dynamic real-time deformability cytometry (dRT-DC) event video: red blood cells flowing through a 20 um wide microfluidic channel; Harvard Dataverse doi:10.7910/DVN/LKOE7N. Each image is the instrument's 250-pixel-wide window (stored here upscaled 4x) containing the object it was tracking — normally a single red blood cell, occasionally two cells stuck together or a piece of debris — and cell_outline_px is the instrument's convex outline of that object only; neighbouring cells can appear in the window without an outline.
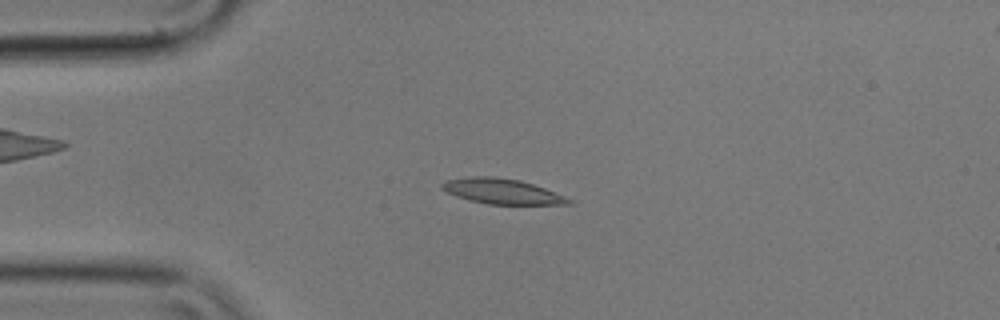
{"species": "common noctule bat (a hibernating species)", "species_latin": "Nyctalus noctula", "temperature_condition": "cold", "stored_images_in_passage": 56, "camera_frame_rate_fps": 3000, "um_per_image_px": 0.085, "animal": {"sex": "male", "body_mass_g": 17.9}, "frame": {"image": 1, "passage_image": 13, "time_ms": 4.0, "image_size_px": [1000, 320], "cell_outline_px": [[572, 204], [488, 204], [456, 196], [440, 188], [440, 184], [444, 180], [472, 176], [496, 176], [520, 180], [544, 188], [564, 196], [572, 200]], "centroid_in_image_um": [42.63, 16.25], "position_along_channel_um": 42.4, "area_um2": 18.5}}
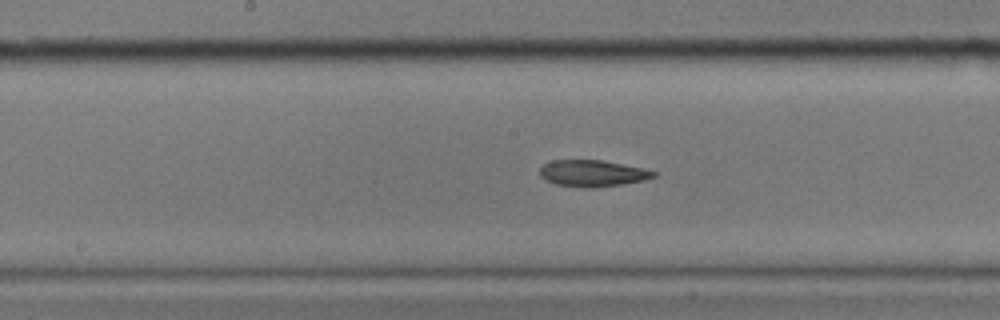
{"frame": {"image": 2, "passage_image": 28, "time_ms": 9.0, "image_size_px": [1000, 320], "cell_outline_px": [[656, 176], [644, 180], [620, 184], [592, 188], [584, 188], [556, 184], [540, 176], [540, 168], [544, 164], [552, 160], [604, 160], [644, 168], [656, 172]], "centroid_in_image_um": [50.37, 14.72], "position_along_channel_um": 197.8, "area_um2": 17.51}}
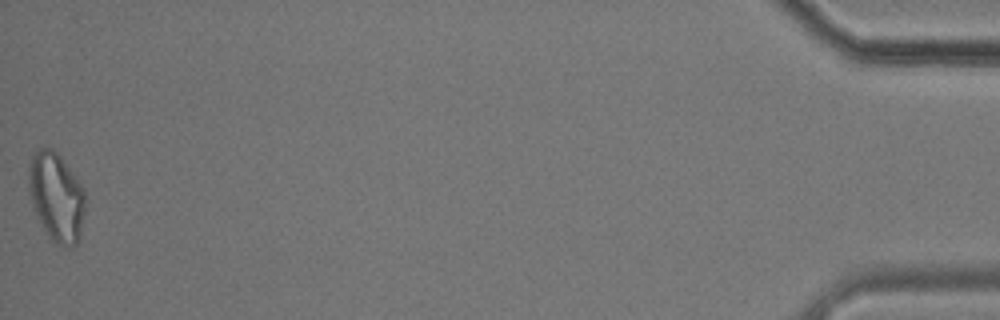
{"frame": {"image": 3, "passage_image": 56, "time_ms": 18.333, "image_size_px": [1000, 320], "cell_outline_px": [[84, 212], [80, 236], [76, 244], [72, 248], [68, 248], [52, 240], [48, 236], [32, 204], [28, 192], [28, 168], [32, 156], [40, 148], [52, 148], [60, 156], [84, 188]], "centroid_in_image_um": [4.79, 16.74], "position_along_channel_um": 430.4, "area_um2": 29.02}, "authors_computed_cell_mechanics": {"area_um2": 18.496, "velocity_mm_per_s": 3.5306, "shape_relaxation_time_tau1_ms": null, "shape_relaxation_time_tau2_ms": 2.7261, "deformation_change_tau1": null, "deformation_change_tau2": 0.1016}}